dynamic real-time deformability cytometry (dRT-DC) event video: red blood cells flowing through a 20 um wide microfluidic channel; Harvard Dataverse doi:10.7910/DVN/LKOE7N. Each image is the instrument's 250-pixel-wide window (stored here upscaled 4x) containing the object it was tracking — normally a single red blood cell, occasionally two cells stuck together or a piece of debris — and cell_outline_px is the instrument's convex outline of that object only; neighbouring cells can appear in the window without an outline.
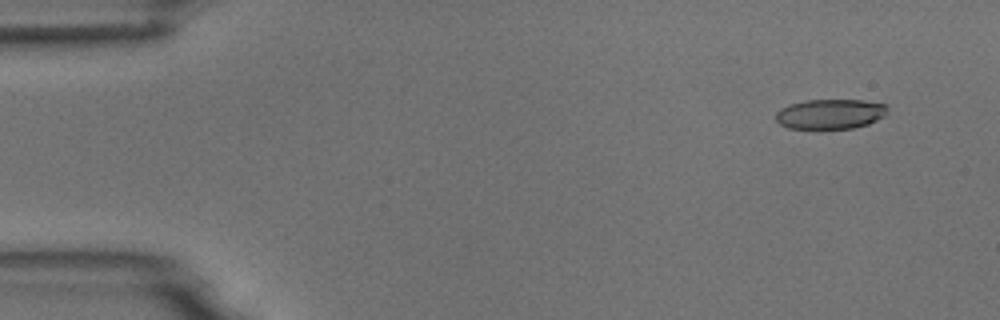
{"species": "common noctule bat (a hibernating species)", "species_latin": "Nyctalus noctula", "temperature_condition": "room temperature", "stored_images_in_passage": 51, "camera_frame_rate_fps": 3000, "um_per_image_px": 0.085, "animal": {"sex": "male", "body_mass_g": 18.8}, "frame": {"image": 1, "passage_image": 1, "time_ms": 0.0, "image_size_px": [1000, 320], "cell_outline_px": [[888, 108], [884, 116], [868, 124], [852, 128], [788, 128], [780, 124], [776, 120], [776, 112], [780, 108], [788, 104], [804, 100], [864, 100], [888, 104]], "centroid_in_image_um": [70.57, 9.67], "position_along_channel_um": 14.4, "area_um2": 19.54}}
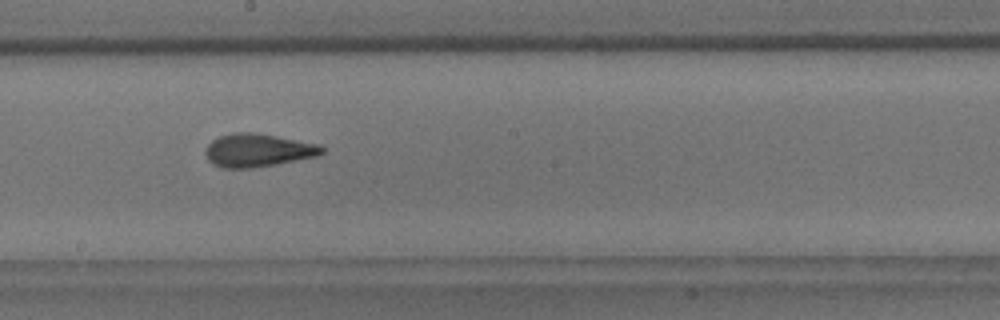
{"frame": {"image": 2, "passage_image": 27, "time_ms": 8.667, "image_size_px": [1000, 320], "cell_outline_px": [[324, 152], [316, 156], [276, 164], [248, 168], [220, 168], [212, 164], [208, 160], [204, 152], [204, 148], [212, 140], [220, 136], [232, 132], [252, 132], [276, 136], [320, 144], [324, 148]], "centroid_in_image_um": [21.87, 12.77], "position_along_channel_um": 226.3, "area_um2": 22.54}}
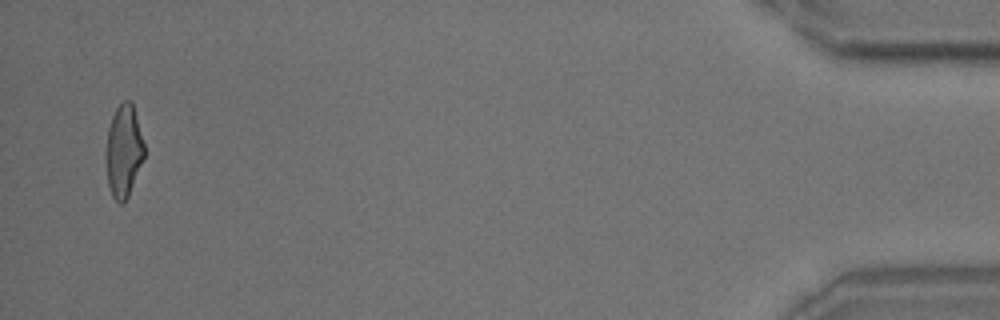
{"frame": {"image": 3, "passage_image": 50, "time_ms": 16.333, "image_size_px": [1000, 320], "cell_outline_px": [[144, 156], [128, 196], [124, 204], [120, 204], [112, 196], [108, 184], [104, 156], [104, 152], [108, 128], [112, 116], [116, 108], [124, 100], [132, 100], [144, 144]], "centroid_in_image_um": [10.48, 12.83], "position_along_channel_um": 424.7, "area_um2": 20.81}, "authors_computed_cell_mechanics": {"area_um2": 21.4438, "velocity_mm_per_s": 3.6913, "shape_relaxation_time_tau1_ms": 8.5877, "shape_relaxation_time_tau2_ms": 2.1479, "deformation_change_tau1": 0.2181, "deformation_change_tau2": 0.1078}}